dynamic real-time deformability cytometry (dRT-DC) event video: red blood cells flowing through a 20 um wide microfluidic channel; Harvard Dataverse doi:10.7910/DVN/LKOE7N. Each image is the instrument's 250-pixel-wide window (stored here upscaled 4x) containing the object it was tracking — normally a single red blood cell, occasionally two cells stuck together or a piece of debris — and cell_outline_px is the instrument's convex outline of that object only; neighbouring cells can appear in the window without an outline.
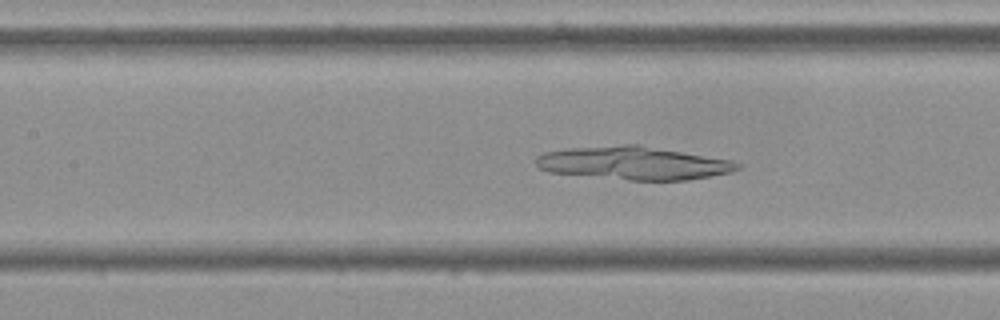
{"species": "Egyptian fruit bat (a non-hibernating species)", "species_latin": "Rousettus aegyptiacus", "temperature_condition": "cold", "stored_images_in_passage": 56, "camera_frame_rate_fps": 3000, "um_per_image_px": 0.085, "frame": {"image": 1, "passage_image": 25, "time_ms": 8.0, "image_size_px": [1000, 320], "cell_outline_px": [[740, 168], [732, 172], [688, 180], [628, 180], [548, 172], [540, 168], [536, 164], [536, 156], [544, 152], [568, 148], [620, 144], [640, 144], [732, 160], [740, 164]], "centroid_in_image_um": [53.86, 13.85], "position_along_channel_um": 153.5, "area_um2": 39.19}}
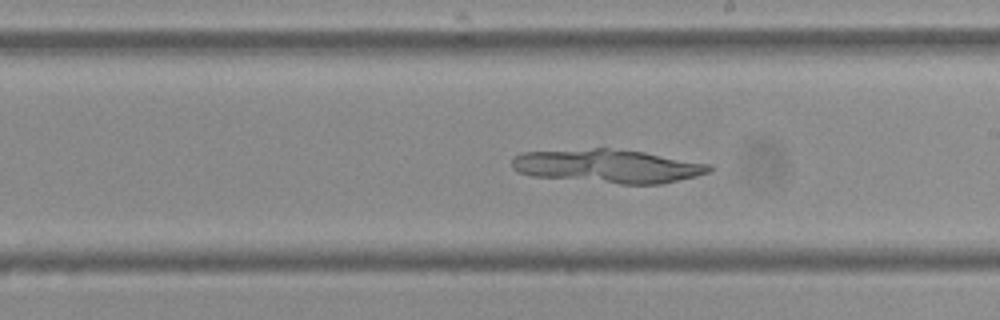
{"frame": {"image": 2, "passage_image": 32, "time_ms": 10.333, "image_size_px": [1000, 320], "cell_outline_px": [[712, 168], [708, 172], [696, 176], [664, 184], [620, 184], [532, 176], [516, 172], [512, 168], [512, 156], [524, 152], [592, 148], [608, 148], [644, 152], [712, 164]], "centroid_in_image_um": [51.65, 14.12], "position_along_channel_um": 237.4, "area_um2": 38.78}}
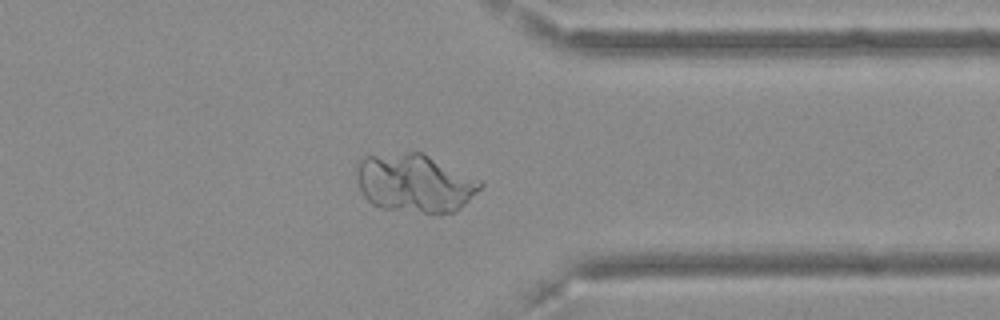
{"frame": {"image": 3, "passage_image": 44, "time_ms": 14.333, "image_size_px": [1000, 320], "cell_outline_px": [[484, 184], [460, 208], [452, 212], [440, 216], [384, 208], [372, 204], [364, 196], [360, 188], [356, 176], [356, 164], [364, 156], [408, 152], [420, 152], [480, 180]], "centroid_in_image_um": [35.23, 15.59], "position_along_channel_um": 376.2, "area_um2": 42.08}}